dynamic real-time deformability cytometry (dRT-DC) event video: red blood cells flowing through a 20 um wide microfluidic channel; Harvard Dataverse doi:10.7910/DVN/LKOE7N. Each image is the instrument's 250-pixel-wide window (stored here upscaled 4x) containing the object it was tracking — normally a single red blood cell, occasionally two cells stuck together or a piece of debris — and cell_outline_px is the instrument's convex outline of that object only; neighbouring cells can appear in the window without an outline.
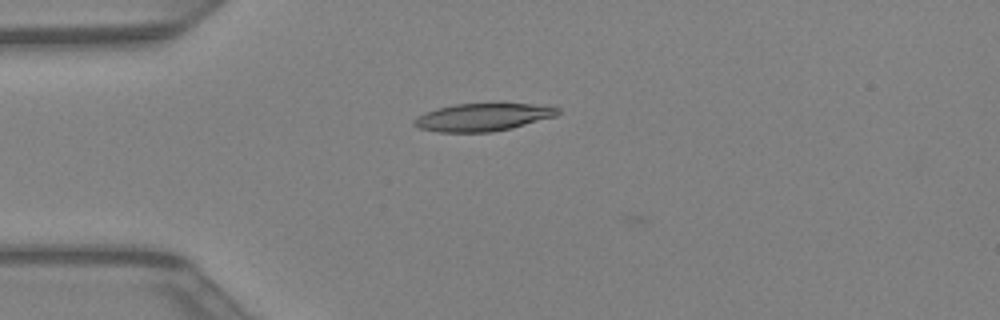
{"species": "Egyptian fruit bat (a non-hibernating species)", "species_latin": "Rousettus aegyptiacus", "temperature_condition": "warm", "stored_images_in_passage": 3, "camera_frame_rate_fps": 3000, "um_per_image_px": 0.085, "animal": {"sex": "female"}, "frame": {"image": 1, "passage_image": 1, "time_ms": 0.0, "image_size_px": [1000, 320], "cell_outline_px": [[560, 112], [556, 116], [512, 128], [492, 132], [436, 132], [420, 128], [412, 124], [412, 120], [416, 116], [424, 112], [436, 108], [456, 104], [548, 104], [560, 108]], "centroid_in_image_um": [41.04, 9.96], "position_along_channel_um": 44.0, "area_um2": 23.41}}